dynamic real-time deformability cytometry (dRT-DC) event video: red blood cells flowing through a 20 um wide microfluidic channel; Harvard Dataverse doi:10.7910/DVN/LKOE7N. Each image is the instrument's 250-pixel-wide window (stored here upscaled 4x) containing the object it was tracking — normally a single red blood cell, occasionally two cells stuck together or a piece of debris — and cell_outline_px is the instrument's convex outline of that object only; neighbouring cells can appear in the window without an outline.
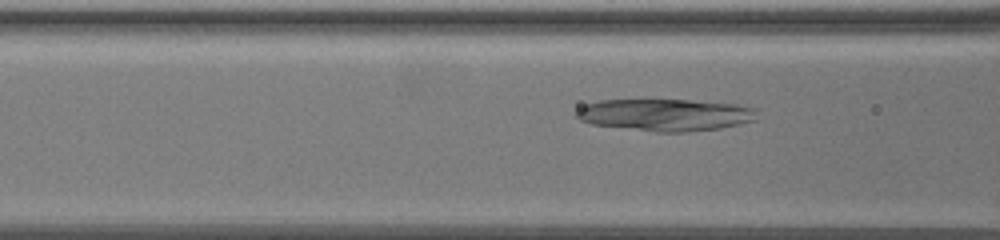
{"species": "common noctule bat (a hibernating species)", "species_latin": "Nyctalus noctula", "temperature_condition": "warm", "stored_images_in_passage": 27, "camera_frame_rate_fps": 3000, "um_per_image_px": 0.085, "animal": {"sex": "female", "body_mass_g": 19.5, "forearm_length_mm": 54.1}, "frame": {"image": 1, "passage_image": 11, "time_ms": 3.333, "image_size_px": [1000, 240], "cell_outline_px": [[756, 120], [740, 124], [720, 128], [684, 132], [656, 132], [592, 124], [580, 120], [572, 112], [576, 108], [584, 104], [600, 100], [688, 100], [740, 104], [756, 108]], "centroid_in_image_um": [56.53, 9.76], "position_along_channel_um": 110.1, "area_um2": 34.04}}
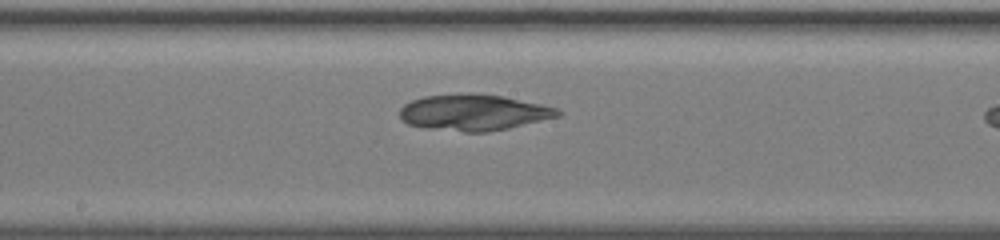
{"frame": {"image": 2, "passage_image": 21, "time_ms": 6.667, "image_size_px": [1000, 240], "cell_outline_px": [[564, 112], [560, 116], [508, 128], [488, 132], [464, 132], [424, 128], [408, 124], [400, 116], [400, 108], [404, 104], [412, 100], [424, 96], [500, 96], [560, 108]], "centroid_in_image_um": [40.29, 9.61], "position_along_channel_um": 207.9, "area_um2": 32.31}}
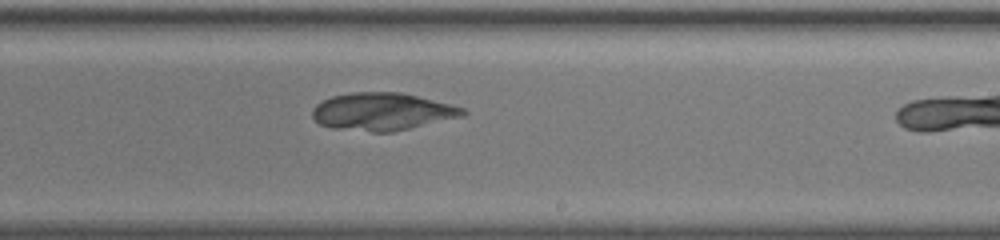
{"frame": {"image": 3, "passage_image": 26, "time_ms": 8.333, "image_size_px": [1000, 240], "cell_outline_px": [[468, 112], [464, 116], [392, 132], [372, 132], [332, 128], [320, 124], [312, 116], [312, 108], [316, 104], [332, 96], [352, 92], [400, 92], [464, 108]], "centroid_in_image_um": [32.47, 9.49], "position_along_channel_um": 256.5, "area_um2": 32.77}}